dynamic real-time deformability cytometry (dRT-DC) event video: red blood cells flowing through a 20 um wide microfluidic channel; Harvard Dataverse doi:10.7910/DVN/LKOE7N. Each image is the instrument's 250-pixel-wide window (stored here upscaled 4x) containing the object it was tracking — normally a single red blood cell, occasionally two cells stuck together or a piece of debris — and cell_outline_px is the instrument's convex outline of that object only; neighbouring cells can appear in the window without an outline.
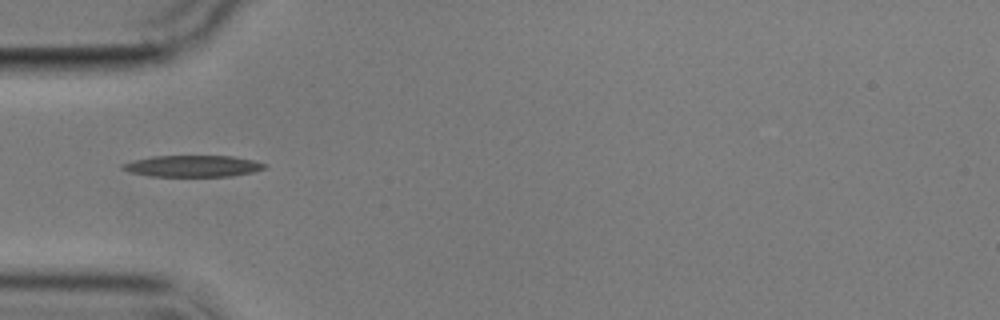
{"species": "common noctule bat (a hibernating species)", "species_latin": "Nyctalus noctula", "temperature_condition": "cold", "stored_images_in_passage": 2, "camera_frame_rate_fps": 3000, "um_per_image_px": 0.085, "animal": {"sex": "male", "body_mass_g": 17.9}, "frame": {"image": 1, "passage_image": 1, "time_ms": 0.0, "image_size_px": [1000, 320], "cell_outline_px": [[268, 168], [252, 172], [232, 176], [152, 176], [128, 172], [120, 168], [120, 164], [152, 156], [232, 156], [252, 160], [268, 164]], "centroid_in_image_um": [16.4, 14.12], "position_along_channel_um": 68.6, "area_um2": 17.8}}
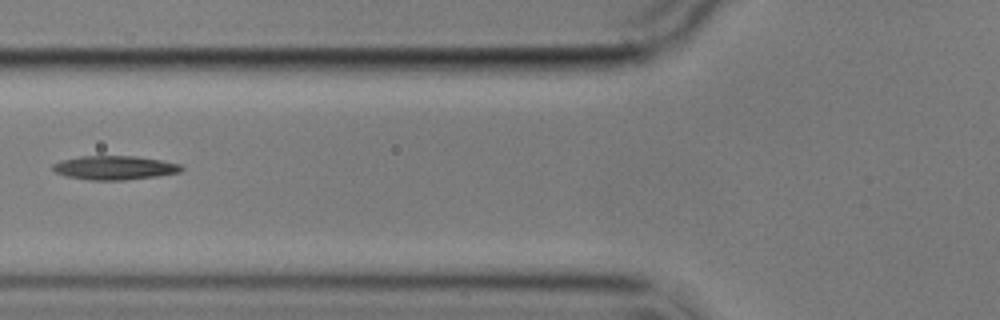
{"frame": {"image": 2, "passage_image": 2, "time_ms": 1.333, "image_size_px": [1000, 320], "cell_outline_px": [[184, 168], [180, 172], [156, 176], [124, 180], [88, 180], [64, 176], [56, 172], [52, 168], [52, 164], [60, 160], [80, 156], [136, 156], [160, 160], [180, 164]], "centroid_in_image_um": [9.7, 14.25], "position_along_channel_um": 116.1, "area_um2": 17.98}}